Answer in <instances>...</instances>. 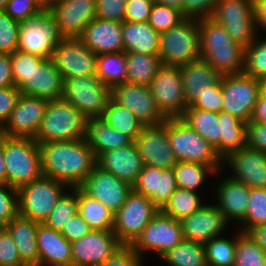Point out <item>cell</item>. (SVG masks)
<instances>
[{"label": "cell", "instance_id": "cell-29", "mask_svg": "<svg viewBox=\"0 0 266 266\" xmlns=\"http://www.w3.org/2000/svg\"><path fill=\"white\" fill-rule=\"evenodd\" d=\"M187 107L191 106L208 87L218 84L221 75L206 61L199 58L179 66Z\"/></svg>", "mask_w": 266, "mask_h": 266}, {"label": "cell", "instance_id": "cell-58", "mask_svg": "<svg viewBox=\"0 0 266 266\" xmlns=\"http://www.w3.org/2000/svg\"><path fill=\"white\" fill-rule=\"evenodd\" d=\"M19 95L20 91L16 86L0 88V128L9 119Z\"/></svg>", "mask_w": 266, "mask_h": 266}, {"label": "cell", "instance_id": "cell-22", "mask_svg": "<svg viewBox=\"0 0 266 266\" xmlns=\"http://www.w3.org/2000/svg\"><path fill=\"white\" fill-rule=\"evenodd\" d=\"M224 161L234 170L232 179L249 188H266V152L245 146L230 153Z\"/></svg>", "mask_w": 266, "mask_h": 266}, {"label": "cell", "instance_id": "cell-53", "mask_svg": "<svg viewBox=\"0 0 266 266\" xmlns=\"http://www.w3.org/2000/svg\"><path fill=\"white\" fill-rule=\"evenodd\" d=\"M0 266H25L11 234L5 227H0Z\"/></svg>", "mask_w": 266, "mask_h": 266}, {"label": "cell", "instance_id": "cell-48", "mask_svg": "<svg viewBox=\"0 0 266 266\" xmlns=\"http://www.w3.org/2000/svg\"><path fill=\"white\" fill-rule=\"evenodd\" d=\"M185 19L182 11L154 2L147 22L156 32L162 33L179 25Z\"/></svg>", "mask_w": 266, "mask_h": 266}, {"label": "cell", "instance_id": "cell-54", "mask_svg": "<svg viewBox=\"0 0 266 266\" xmlns=\"http://www.w3.org/2000/svg\"><path fill=\"white\" fill-rule=\"evenodd\" d=\"M43 8L35 0H8L5 12L18 22L37 15Z\"/></svg>", "mask_w": 266, "mask_h": 266}, {"label": "cell", "instance_id": "cell-61", "mask_svg": "<svg viewBox=\"0 0 266 266\" xmlns=\"http://www.w3.org/2000/svg\"><path fill=\"white\" fill-rule=\"evenodd\" d=\"M154 2L127 0L124 21L147 22Z\"/></svg>", "mask_w": 266, "mask_h": 266}, {"label": "cell", "instance_id": "cell-18", "mask_svg": "<svg viewBox=\"0 0 266 266\" xmlns=\"http://www.w3.org/2000/svg\"><path fill=\"white\" fill-rule=\"evenodd\" d=\"M122 246L112 230H91L71 243L72 266H100Z\"/></svg>", "mask_w": 266, "mask_h": 266}, {"label": "cell", "instance_id": "cell-47", "mask_svg": "<svg viewBox=\"0 0 266 266\" xmlns=\"http://www.w3.org/2000/svg\"><path fill=\"white\" fill-rule=\"evenodd\" d=\"M243 73L259 80L266 76V39L261 41L255 38L245 48Z\"/></svg>", "mask_w": 266, "mask_h": 266}, {"label": "cell", "instance_id": "cell-26", "mask_svg": "<svg viewBox=\"0 0 266 266\" xmlns=\"http://www.w3.org/2000/svg\"><path fill=\"white\" fill-rule=\"evenodd\" d=\"M17 88L24 95L58 99L62 96L63 78L51 58L44 59Z\"/></svg>", "mask_w": 266, "mask_h": 266}, {"label": "cell", "instance_id": "cell-63", "mask_svg": "<svg viewBox=\"0 0 266 266\" xmlns=\"http://www.w3.org/2000/svg\"><path fill=\"white\" fill-rule=\"evenodd\" d=\"M252 122H260L266 124V95L262 94L259 96L254 111L251 117Z\"/></svg>", "mask_w": 266, "mask_h": 266}, {"label": "cell", "instance_id": "cell-12", "mask_svg": "<svg viewBox=\"0 0 266 266\" xmlns=\"http://www.w3.org/2000/svg\"><path fill=\"white\" fill-rule=\"evenodd\" d=\"M184 239L180 220L159 210L129 246L140 257L142 252L152 251L161 258Z\"/></svg>", "mask_w": 266, "mask_h": 266}, {"label": "cell", "instance_id": "cell-6", "mask_svg": "<svg viewBox=\"0 0 266 266\" xmlns=\"http://www.w3.org/2000/svg\"><path fill=\"white\" fill-rule=\"evenodd\" d=\"M158 56L161 64L181 66L200 58L199 19L186 18L160 33Z\"/></svg>", "mask_w": 266, "mask_h": 266}, {"label": "cell", "instance_id": "cell-57", "mask_svg": "<svg viewBox=\"0 0 266 266\" xmlns=\"http://www.w3.org/2000/svg\"><path fill=\"white\" fill-rule=\"evenodd\" d=\"M100 266H142V257L129 245H123Z\"/></svg>", "mask_w": 266, "mask_h": 266}, {"label": "cell", "instance_id": "cell-65", "mask_svg": "<svg viewBox=\"0 0 266 266\" xmlns=\"http://www.w3.org/2000/svg\"><path fill=\"white\" fill-rule=\"evenodd\" d=\"M256 24L266 31V0H254Z\"/></svg>", "mask_w": 266, "mask_h": 266}, {"label": "cell", "instance_id": "cell-62", "mask_svg": "<svg viewBox=\"0 0 266 266\" xmlns=\"http://www.w3.org/2000/svg\"><path fill=\"white\" fill-rule=\"evenodd\" d=\"M14 86L10 54L0 53V88Z\"/></svg>", "mask_w": 266, "mask_h": 266}, {"label": "cell", "instance_id": "cell-70", "mask_svg": "<svg viewBox=\"0 0 266 266\" xmlns=\"http://www.w3.org/2000/svg\"><path fill=\"white\" fill-rule=\"evenodd\" d=\"M8 0H0V10H5Z\"/></svg>", "mask_w": 266, "mask_h": 266}, {"label": "cell", "instance_id": "cell-50", "mask_svg": "<svg viewBox=\"0 0 266 266\" xmlns=\"http://www.w3.org/2000/svg\"><path fill=\"white\" fill-rule=\"evenodd\" d=\"M44 58L34 55L15 51L11 54L12 75L14 86L18 87L25 78H28L35 66H38Z\"/></svg>", "mask_w": 266, "mask_h": 266}, {"label": "cell", "instance_id": "cell-1", "mask_svg": "<svg viewBox=\"0 0 266 266\" xmlns=\"http://www.w3.org/2000/svg\"><path fill=\"white\" fill-rule=\"evenodd\" d=\"M38 144L43 175L69 188L80 187L97 165L94 151L84 138Z\"/></svg>", "mask_w": 266, "mask_h": 266}, {"label": "cell", "instance_id": "cell-68", "mask_svg": "<svg viewBox=\"0 0 266 266\" xmlns=\"http://www.w3.org/2000/svg\"><path fill=\"white\" fill-rule=\"evenodd\" d=\"M43 9H49L54 0H35Z\"/></svg>", "mask_w": 266, "mask_h": 266}, {"label": "cell", "instance_id": "cell-44", "mask_svg": "<svg viewBox=\"0 0 266 266\" xmlns=\"http://www.w3.org/2000/svg\"><path fill=\"white\" fill-rule=\"evenodd\" d=\"M236 238L234 266H266V252L248 233L240 232Z\"/></svg>", "mask_w": 266, "mask_h": 266}, {"label": "cell", "instance_id": "cell-60", "mask_svg": "<svg viewBox=\"0 0 266 266\" xmlns=\"http://www.w3.org/2000/svg\"><path fill=\"white\" fill-rule=\"evenodd\" d=\"M246 146L266 152V124L260 122H248Z\"/></svg>", "mask_w": 266, "mask_h": 266}, {"label": "cell", "instance_id": "cell-14", "mask_svg": "<svg viewBox=\"0 0 266 266\" xmlns=\"http://www.w3.org/2000/svg\"><path fill=\"white\" fill-rule=\"evenodd\" d=\"M157 107L166 118H180L187 108L179 66L161 64L149 85Z\"/></svg>", "mask_w": 266, "mask_h": 266}, {"label": "cell", "instance_id": "cell-20", "mask_svg": "<svg viewBox=\"0 0 266 266\" xmlns=\"http://www.w3.org/2000/svg\"><path fill=\"white\" fill-rule=\"evenodd\" d=\"M80 188L92 198L102 202L114 214L133 190L130 183L120 180L97 165Z\"/></svg>", "mask_w": 266, "mask_h": 266}, {"label": "cell", "instance_id": "cell-16", "mask_svg": "<svg viewBox=\"0 0 266 266\" xmlns=\"http://www.w3.org/2000/svg\"><path fill=\"white\" fill-rule=\"evenodd\" d=\"M111 97L128 108L144 126H155L167 118L161 113L149 86L125 82L111 89Z\"/></svg>", "mask_w": 266, "mask_h": 266}, {"label": "cell", "instance_id": "cell-38", "mask_svg": "<svg viewBox=\"0 0 266 266\" xmlns=\"http://www.w3.org/2000/svg\"><path fill=\"white\" fill-rule=\"evenodd\" d=\"M126 82L149 86L156 75L161 61L158 55L126 52Z\"/></svg>", "mask_w": 266, "mask_h": 266}, {"label": "cell", "instance_id": "cell-13", "mask_svg": "<svg viewBox=\"0 0 266 266\" xmlns=\"http://www.w3.org/2000/svg\"><path fill=\"white\" fill-rule=\"evenodd\" d=\"M222 95V111L248 123L261 95L260 80L245 73L223 75Z\"/></svg>", "mask_w": 266, "mask_h": 266}, {"label": "cell", "instance_id": "cell-30", "mask_svg": "<svg viewBox=\"0 0 266 266\" xmlns=\"http://www.w3.org/2000/svg\"><path fill=\"white\" fill-rule=\"evenodd\" d=\"M217 192L216 206L223 214L225 221L227 223L230 220L242 222L248 208L250 188L228 176L218 184Z\"/></svg>", "mask_w": 266, "mask_h": 266}, {"label": "cell", "instance_id": "cell-28", "mask_svg": "<svg viewBox=\"0 0 266 266\" xmlns=\"http://www.w3.org/2000/svg\"><path fill=\"white\" fill-rule=\"evenodd\" d=\"M39 266H72L71 243L53 228L38 223Z\"/></svg>", "mask_w": 266, "mask_h": 266}, {"label": "cell", "instance_id": "cell-23", "mask_svg": "<svg viewBox=\"0 0 266 266\" xmlns=\"http://www.w3.org/2000/svg\"><path fill=\"white\" fill-rule=\"evenodd\" d=\"M185 239L205 244L219 237L228 223L216 205H202L193 214L180 220Z\"/></svg>", "mask_w": 266, "mask_h": 266}, {"label": "cell", "instance_id": "cell-52", "mask_svg": "<svg viewBox=\"0 0 266 266\" xmlns=\"http://www.w3.org/2000/svg\"><path fill=\"white\" fill-rule=\"evenodd\" d=\"M222 76L218 84H213L208 87L203 94L199 95L198 99L189 107L200 110L221 112L223 107L222 102Z\"/></svg>", "mask_w": 266, "mask_h": 266}, {"label": "cell", "instance_id": "cell-17", "mask_svg": "<svg viewBox=\"0 0 266 266\" xmlns=\"http://www.w3.org/2000/svg\"><path fill=\"white\" fill-rule=\"evenodd\" d=\"M48 100L21 94L0 134L10 137L35 138L40 128Z\"/></svg>", "mask_w": 266, "mask_h": 266}, {"label": "cell", "instance_id": "cell-46", "mask_svg": "<svg viewBox=\"0 0 266 266\" xmlns=\"http://www.w3.org/2000/svg\"><path fill=\"white\" fill-rule=\"evenodd\" d=\"M248 208L241 222L247 233L251 228L266 224V188H250Z\"/></svg>", "mask_w": 266, "mask_h": 266}, {"label": "cell", "instance_id": "cell-5", "mask_svg": "<svg viewBox=\"0 0 266 266\" xmlns=\"http://www.w3.org/2000/svg\"><path fill=\"white\" fill-rule=\"evenodd\" d=\"M168 136L171 150L178 162L200 163L219 171L223 160L214 147L181 118H168Z\"/></svg>", "mask_w": 266, "mask_h": 266}, {"label": "cell", "instance_id": "cell-15", "mask_svg": "<svg viewBox=\"0 0 266 266\" xmlns=\"http://www.w3.org/2000/svg\"><path fill=\"white\" fill-rule=\"evenodd\" d=\"M98 55L78 37L62 38L55 47L51 60L60 71L63 80L97 74Z\"/></svg>", "mask_w": 266, "mask_h": 266}, {"label": "cell", "instance_id": "cell-43", "mask_svg": "<svg viewBox=\"0 0 266 266\" xmlns=\"http://www.w3.org/2000/svg\"><path fill=\"white\" fill-rule=\"evenodd\" d=\"M207 266H234L236 239L215 237L204 244Z\"/></svg>", "mask_w": 266, "mask_h": 266}, {"label": "cell", "instance_id": "cell-35", "mask_svg": "<svg viewBox=\"0 0 266 266\" xmlns=\"http://www.w3.org/2000/svg\"><path fill=\"white\" fill-rule=\"evenodd\" d=\"M78 214L92 230H113L114 213L77 187Z\"/></svg>", "mask_w": 266, "mask_h": 266}, {"label": "cell", "instance_id": "cell-45", "mask_svg": "<svg viewBox=\"0 0 266 266\" xmlns=\"http://www.w3.org/2000/svg\"><path fill=\"white\" fill-rule=\"evenodd\" d=\"M72 193H63L44 224L56 231L63 229L68 220L78 213L77 187L70 188Z\"/></svg>", "mask_w": 266, "mask_h": 266}, {"label": "cell", "instance_id": "cell-36", "mask_svg": "<svg viewBox=\"0 0 266 266\" xmlns=\"http://www.w3.org/2000/svg\"><path fill=\"white\" fill-rule=\"evenodd\" d=\"M180 118L213 147L219 143L221 134L217 112L187 107Z\"/></svg>", "mask_w": 266, "mask_h": 266}, {"label": "cell", "instance_id": "cell-39", "mask_svg": "<svg viewBox=\"0 0 266 266\" xmlns=\"http://www.w3.org/2000/svg\"><path fill=\"white\" fill-rule=\"evenodd\" d=\"M96 75L111 89L118 84L125 83L127 78L126 52L98 55Z\"/></svg>", "mask_w": 266, "mask_h": 266}, {"label": "cell", "instance_id": "cell-2", "mask_svg": "<svg viewBox=\"0 0 266 266\" xmlns=\"http://www.w3.org/2000/svg\"><path fill=\"white\" fill-rule=\"evenodd\" d=\"M199 51L221 76L243 73L245 47L210 17L199 19Z\"/></svg>", "mask_w": 266, "mask_h": 266}, {"label": "cell", "instance_id": "cell-34", "mask_svg": "<svg viewBox=\"0 0 266 266\" xmlns=\"http://www.w3.org/2000/svg\"><path fill=\"white\" fill-rule=\"evenodd\" d=\"M218 122L221 137L214 149L224 160L230 153L246 146L248 123L225 111L218 113Z\"/></svg>", "mask_w": 266, "mask_h": 266}, {"label": "cell", "instance_id": "cell-55", "mask_svg": "<svg viewBox=\"0 0 266 266\" xmlns=\"http://www.w3.org/2000/svg\"><path fill=\"white\" fill-rule=\"evenodd\" d=\"M127 0H96V17L123 22Z\"/></svg>", "mask_w": 266, "mask_h": 266}, {"label": "cell", "instance_id": "cell-19", "mask_svg": "<svg viewBox=\"0 0 266 266\" xmlns=\"http://www.w3.org/2000/svg\"><path fill=\"white\" fill-rule=\"evenodd\" d=\"M134 143L143 165L173 169L178 163L169 144L168 118L161 124L144 126Z\"/></svg>", "mask_w": 266, "mask_h": 266}, {"label": "cell", "instance_id": "cell-71", "mask_svg": "<svg viewBox=\"0 0 266 266\" xmlns=\"http://www.w3.org/2000/svg\"><path fill=\"white\" fill-rule=\"evenodd\" d=\"M133 1H155V0H133Z\"/></svg>", "mask_w": 266, "mask_h": 266}, {"label": "cell", "instance_id": "cell-24", "mask_svg": "<svg viewBox=\"0 0 266 266\" xmlns=\"http://www.w3.org/2000/svg\"><path fill=\"white\" fill-rule=\"evenodd\" d=\"M177 189L173 169L143 165L133 190L149 199L161 210Z\"/></svg>", "mask_w": 266, "mask_h": 266}, {"label": "cell", "instance_id": "cell-67", "mask_svg": "<svg viewBox=\"0 0 266 266\" xmlns=\"http://www.w3.org/2000/svg\"><path fill=\"white\" fill-rule=\"evenodd\" d=\"M155 2L182 11L183 0H155Z\"/></svg>", "mask_w": 266, "mask_h": 266}, {"label": "cell", "instance_id": "cell-59", "mask_svg": "<svg viewBox=\"0 0 266 266\" xmlns=\"http://www.w3.org/2000/svg\"><path fill=\"white\" fill-rule=\"evenodd\" d=\"M91 230L88 223L77 213L64 225L61 234L72 243L86 236Z\"/></svg>", "mask_w": 266, "mask_h": 266}, {"label": "cell", "instance_id": "cell-9", "mask_svg": "<svg viewBox=\"0 0 266 266\" xmlns=\"http://www.w3.org/2000/svg\"><path fill=\"white\" fill-rule=\"evenodd\" d=\"M66 186L44 175L21 186L18 189V214L37 223H44Z\"/></svg>", "mask_w": 266, "mask_h": 266}, {"label": "cell", "instance_id": "cell-37", "mask_svg": "<svg viewBox=\"0 0 266 266\" xmlns=\"http://www.w3.org/2000/svg\"><path fill=\"white\" fill-rule=\"evenodd\" d=\"M101 118L104 119L110 127H113L120 133L126 134L133 141L136 140L141 133V129L144 127L128 108L117 103L112 97Z\"/></svg>", "mask_w": 266, "mask_h": 266}, {"label": "cell", "instance_id": "cell-25", "mask_svg": "<svg viewBox=\"0 0 266 266\" xmlns=\"http://www.w3.org/2000/svg\"><path fill=\"white\" fill-rule=\"evenodd\" d=\"M97 55L123 52L122 23L95 17L78 37Z\"/></svg>", "mask_w": 266, "mask_h": 266}, {"label": "cell", "instance_id": "cell-40", "mask_svg": "<svg viewBox=\"0 0 266 266\" xmlns=\"http://www.w3.org/2000/svg\"><path fill=\"white\" fill-rule=\"evenodd\" d=\"M171 266H207L205 246L184 239L161 257Z\"/></svg>", "mask_w": 266, "mask_h": 266}, {"label": "cell", "instance_id": "cell-66", "mask_svg": "<svg viewBox=\"0 0 266 266\" xmlns=\"http://www.w3.org/2000/svg\"><path fill=\"white\" fill-rule=\"evenodd\" d=\"M0 184H6V163L3 153V135L0 134Z\"/></svg>", "mask_w": 266, "mask_h": 266}, {"label": "cell", "instance_id": "cell-21", "mask_svg": "<svg viewBox=\"0 0 266 266\" xmlns=\"http://www.w3.org/2000/svg\"><path fill=\"white\" fill-rule=\"evenodd\" d=\"M49 10L63 38L79 37L96 17V0H54Z\"/></svg>", "mask_w": 266, "mask_h": 266}, {"label": "cell", "instance_id": "cell-4", "mask_svg": "<svg viewBox=\"0 0 266 266\" xmlns=\"http://www.w3.org/2000/svg\"><path fill=\"white\" fill-rule=\"evenodd\" d=\"M87 117L63 98L48 100L37 143L76 141L85 137Z\"/></svg>", "mask_w": 266, "mask_h": 266}, {"label": "cell", "instance_id": "cell-49", "mask_svg": "<svg viewBox=\"0 0 266 266\" xmlns=\"http://www.w3.org/2000/svg\"><path fill=\"white\" fill-rule=\"evenodd\" d=\"M19 22L0 10V53L12 54L17 51Z\"/></svg>", "mask_w": 266, "mask_h": 266}, {"label": "cell", "instance_id": "cell-42", "mask_svg": "<svg viewBox=\"0 0 266 266\" xmlns=\"http://www.w3.org/2000/svg\"><path fill=\"white\" fill-rule=\"evenodd\" d=\"M198 192L177 188L161 211L176 220L193 214L201 206Z\"/></svg>", "mask_w": 266, "mask_h": 266}, {"label": "cell", "instance_id": "cell-64", "mask_svg": "<svg viewBox=\"0 0 266 266\" xmlns=\"http://www.w3.org/2000/svg\"><path fill=\"white\" fill-rule=\"evenodd\" d=\"M247 233L266 252V224L253 227Z\"/></svg>", "mask_w": 266, "mask_h": 266}, {"label": "cell", "instance_id": "cell-8", "mask_svg": "<svg viewBox=\"0 0 266 266\" xmlns=\"http://www.w3.org/2000/svg\"><path fill=\"white\" fill-rule=\"evenodd\" d=\"M210 18L245 48L257 38L254 0H219Z\"/></svg>", "mask_w": 266, "mask_h": 266}, {"label": "cell", "instance_id": "cell-33", "mask_svg": "<svg viewBox=\"0 0 266 266\" xmlns=\"http://www.w3.org/2000/svg\"><path fill=\"white\" fill-rule=\"evenodd\" d=\"M122 39L125 52L158 55L160 33L148 22H122Z\"/></svg>", "mask_w": 266, "mask_h": 266}, {"label": "cell", "instance_id": "cell-32", "mask_svg": "<svg viewBox=\"0 0 266 266\" xmlns=\"http://www.w3.org/2000/svg\"><path fill=\"white\" fill-rule=\"evenodd\" d=\"M84 139L94 151L96 158L103 152L124 147L134 142L126 134L110 127L101 117L87 119Z\"/></svg>", "mask_w": 266, "mask_h": 266}, {"label": "cell", "instance_id": "cell-7", "mask_svg": "<svg viewBox=\"0 0 266 266\" xmlns=\"http://www.w3.org/2000/svg\"><path fill=\"white\" fill-rule=\"evenodd\" d=\"M62 38L53 14L49 9H43L19 22L17 50L49 59Z\"/></svg>", "mask_w": 266, "mask_h": 266}, {"label": "cell", "instance_id": "cell-10", "mask_svg": "<svg viewBox=\"0 0 266 266\" xmlns=\"http://www.w3.org/2000/svg\"><path fill=\"white\" fill-rule=\"evenodd\" d=\"M88 119L102 117L111 98V88L97 75L63 80L62 96Z\"/></svg>", "mask_w": 266, "mask_h": 266}, {"label": "cell", "instance_id": "cell-3", "mask_svg": "<svg viewBox=\"0 0 266 266\" xmlns=\"http://www.w3.org/2000/svg\"><path fill=\"white\" fill-rule=\"evenodd\" d=\"M6 184L19 189L43 175L39 144L33 138L3 135Z\"/></svg>", "mask_w": 266, "mask_h": 266}, {"label": "cell", "instance_id": "cell-51", "mask_svg": "<svg viewBox=\"0 0 266 266\" xmlns=\"http://www.w3.org/2000/svg\"><path fill=\"white\" fill-rule=\"evenodd\" d=\"M18 214V189L0 184V227H5Z\"/></svg>", "mask_w": 266, "mask_h": 266}, {"label": "cell", "instance_id": "cell-56", "mask_svg": "<svg viewBox=\"0 0 266 266\" xmlns=\"http://www.w3.org/2000/svg\"><path fill=\"white\" fill-rule=\"evenodd\" d=\"M219 0H183L182 13L186 18H207Z\"/></svg>", "mask_w": 266, "mask_h": 266}, {"label": "cell", "instance_id": "cell-11", "mask_svg": "<svg viewBox=\"0 0 266 266\" xmlns=\"http://www.w3.org/2000/svg\"><path fill=\"white\" fill-rule=\"evenodd\" d=\"M159 210L151 199L132 190L114 214L112 231L123 245H130Z\"/></svg>", "mask_w": 266, "mask_h": 266}, {"label": "cell", "instance_id": "cell-31", "mask_svg": "<svg viewBox=\"0 0 266 266\" xmlns=\"http://www.w3.org/2000/svg\"><path fill=\"white\" fill-rule=\"evenodd\" d=\"M5 228L15 241L21 262L25 266H39V251L36 241L38 223L17 214Z\"/></svg>", "mask_w": 266, "mask_h": 266}, {"label": "cell", "instance_id": "cell-69", "mask_svg": "<svg viewBox=\"0 0 266 266\" xmlns=\"http://www.w3.org/2000/svg\"><path fill=\"white\" fill-rule=\"evenodd\" d=\"M261 93L266 95V76L260 79Z\"/></svg>", "mask_w": 266, "mask_h": 266}, {"label": "cell", "instance_id": "cell-41", "mask_svg": "<svg viewBox=\"0 0 266 266\" xmlns=\"http://www.w3.org/2000/svg\"><path fill=\"white\" fill-rule=\"evenodd\" d=\"M173 170L177 188L195 192L203 184L207 174L217 172L212 166L194 162H178Z\"/></svg>", "mask_w": 266, "mask_h": 266}, {"label": "cell", "instance_id": "cell-27", "mask_svg": "<svg viewBox=\"0 0 266 266\" xmlns=\"http://www.w3.org/2000/svg\"><path fill=\"white\" fill-rule=\"evenodd\" d=\"M97 166L112 173L115 177L130 183L132 186L140 174L143 163L133 142L130 145L101 153L97 159Z\"/></svg>", "mask_w": 266, "mask_h": 266}]
</instances>
